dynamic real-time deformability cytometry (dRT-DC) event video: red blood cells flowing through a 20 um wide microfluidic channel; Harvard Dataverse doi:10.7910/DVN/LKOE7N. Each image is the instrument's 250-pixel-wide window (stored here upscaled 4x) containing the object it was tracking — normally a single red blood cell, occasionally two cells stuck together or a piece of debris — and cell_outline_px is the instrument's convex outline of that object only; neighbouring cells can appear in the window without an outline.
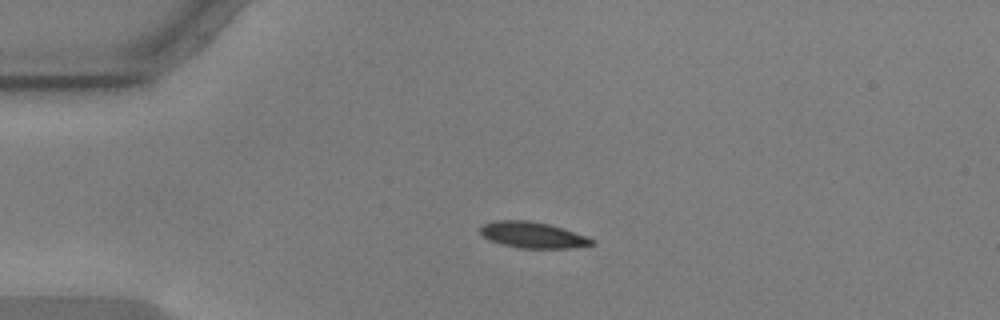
{"species": "common noctule bat (a hibernating species)", "species_latin": "Nyctalus noctula", "temperature_condition": "warm", "stored_images_in_passage": 44, "camera_frame_rate_fps": 3000, "um_per_image_px": 0.085, "animal": {"sex": "male", "body_mass_g": 17.9, "forearm_length_mm": 54.2}, "frame": {"image": 1, "passage_image": 1, "time_ms": 0.0, "image_size_px": [1000, 320], "cell_outline_px": [[596, 244], [568, 248], [520, 248], [500, 244], [488, 240], [480, 232], [480, 228], [484, 224], [496, 220], [528, 220], [548, 224], [588, 236], [596, 240]], "centroid_in_image_um": [45.3, 19.98], "position_along_channel_um": 39.7, "area_um2": 16.99}}
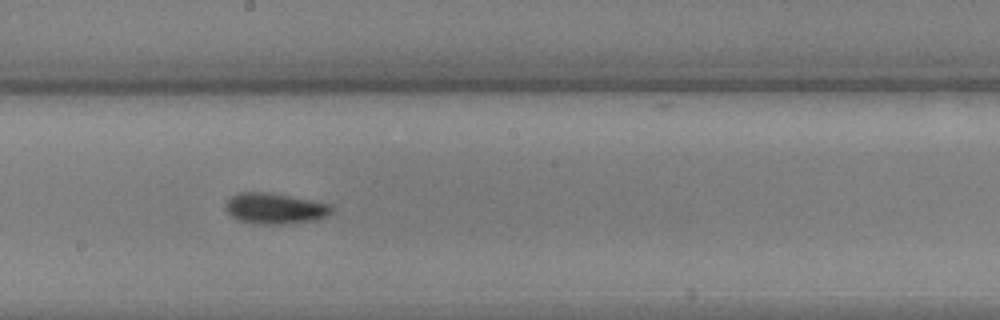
{"frame": {"image": 2, "passage_image": 19, "time_ms": 6.0, "image_size_px": [1000, 320], "cell_outline_px": [[336, 208], [328, 216], [316, 220], [288, 224], [252, 224], [236, 220], [224, 208], [224, 204], [228, 196], [236, 192], [268, 192], [312, 200], [328, 204]], "centroid_in_image_um": [23.33, 17.72], "position_along_channel_um": 224.9, "area_um2": 19.59}}
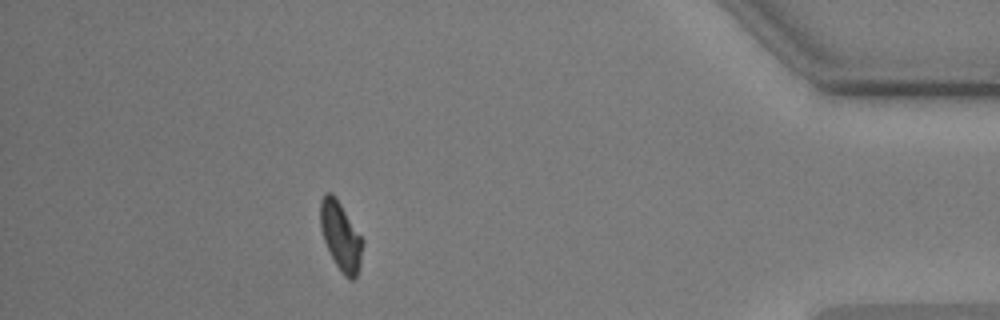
{"frame": {"image": 3, "passage_image": 38, "time_ms": 12.333, "image_size_px": [1000, 320], "cell_outline_px": [[364, 244], [360, 264], [356, 276], [352, 280], [348, 280], [344, 276], [336, 264], [324, 240], [320, 228], [320, 200], [324, 192], [332, 192], [336, 196], [364, 240]], "centroid_in_image_um": [28.96, 20.03], "position_along_channel_um": 406.2, "area_um2": 17.05}, "authors_computed_cell_mechanics": {"area_um2": 17.8024, "velocity_mm_per_s": 3.5937, "shape_relaxation_time_tau1_ms": 3.4093, "shape_relaxation_time_tau2_ms": 3.1835, "deformation_change_tau1": 0.1356, "deformation_change_tau2": 0.0755}}